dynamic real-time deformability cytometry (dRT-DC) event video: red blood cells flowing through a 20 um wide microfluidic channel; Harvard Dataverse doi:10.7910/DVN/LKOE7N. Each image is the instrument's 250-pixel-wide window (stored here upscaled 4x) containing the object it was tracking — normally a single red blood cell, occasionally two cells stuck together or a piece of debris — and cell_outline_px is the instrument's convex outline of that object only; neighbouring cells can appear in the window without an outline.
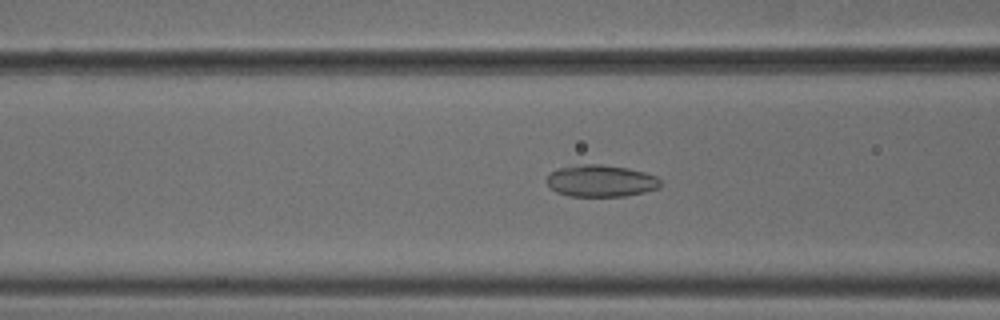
{"species": "common noctule bat (a hibernating species)", "species_latin": "Nyctalus noctula", "temperature_condition": "cold", "stored_images_in_passage": 40, "camera_frame_rate_fps": 3000, "um_per_image_px": 0.085, "animal": {"sex": "male", "body_mass_g": 18.8}, "frame": {"image": 1, "passage_image": 8, "time_ms": 2.333, "image_size_px": [1000, 320], "cell_outline_px": [[660, 188], [644, 192], [624, 196], [568, 196], [556, 192], [544, 180], [556, 168], [584, 164], [600, 164], [628, 168], [644, 172], [656, 176], [660, 180]], "centroid_in_image_um": [51.06, 15.37], "position_along_channel_um": 115.5, "area_um2": 21.15}}
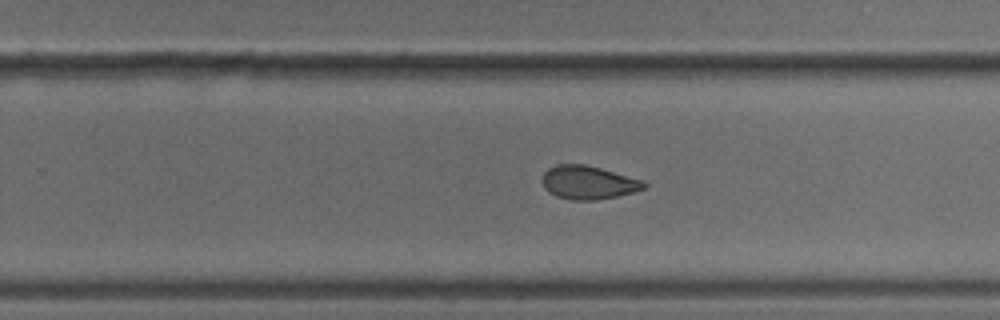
{"frame": {"image": 2, "passage_image": 21, "time_ms": 6.667, "image_size_px": [1000, 320], "cell_outline_px": [[648, 188], [616, 196], [596, 200], [572, 200], [556, 196], [548, 192], [544, 188], [540, 180], [544, 172], [548, 168], [556, 164], [584, 164], [600, 168], [644, 180], [648, 184]], "centroid_in_image_um": [49.99, 15.51], "position_along_channel_um": 279.8, "area_um2": 20.06}}
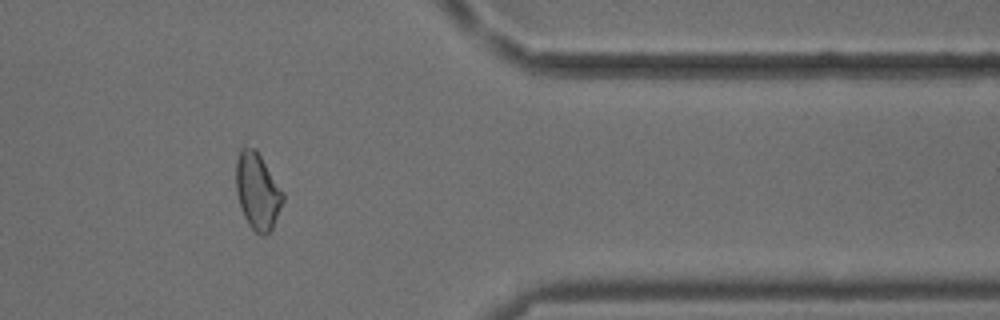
{"frame": {"image": 3, "passage_image": 31, "time_ms": 10.0, "image_size_px": [1000, 320], "cell_outline_px": [[284, 200], [272, 228], [264, 236], [260, 236], [248, 224], [240, 208], [236, 192], [236, 160], [240, 148], [244, 144], [256, 148], [284, 192]], "centroid_in_image_um": [21.87, 16.2], "position_along_channel_um": 389.5, "area_um2": 21.27}, "authors_computed_cell_mechanics": {"area_um2": 20.7791, "velocity_mm_per_s": 3.7851, "shape_relaxation_time_tau1_ms": null, "shape_relaxation_time_tau2_ms": 2.2012, "deformation_change_tau1": null, "deformation_change_tau2": 0.0811}}